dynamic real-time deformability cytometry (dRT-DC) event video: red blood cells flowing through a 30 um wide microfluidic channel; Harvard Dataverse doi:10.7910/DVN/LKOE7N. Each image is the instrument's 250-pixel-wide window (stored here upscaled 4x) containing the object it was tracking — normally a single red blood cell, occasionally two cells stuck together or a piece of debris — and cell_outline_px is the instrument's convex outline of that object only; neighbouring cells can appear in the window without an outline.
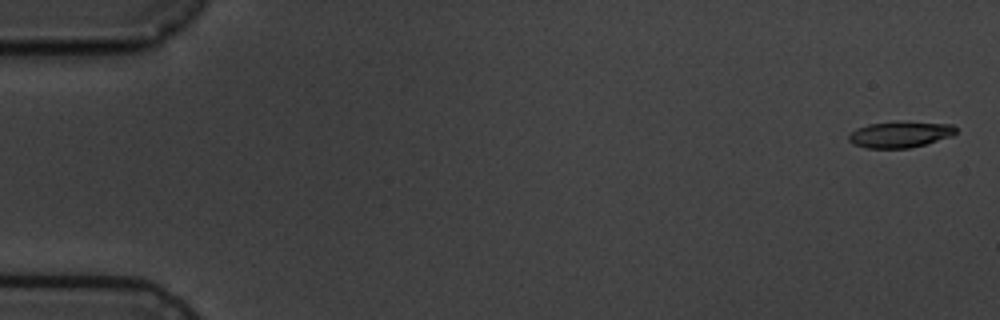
{"species": "common noctule bat (a hibernating species)", "species_latin": "Nyctalus noctula", "temperature_condition": "cold", "stored_images_in_passage": 8, "camera_frame_rate_fps": 3000, "um_per_image_px": 0.085, "animal": {"sex": "male", "body_mass_g": 19.5, "forearm_length_mm": 54.6}, "frame": {"image": 1, "passage_image": 1, "time_ms": 0.0, "image_size_px": [1000, 320], "cell_outline_px": [[956, 132], [952, 136], [924, 144], [908, 148], [868, 148], [856, 144], [848, 140], [848, 136], [856, 128], [868, 124], [900, 120], [952, 124], [956, 128]], "centroid_in_image_um": [76.52, 11.39], "position_along_channel_um": 8.5, "area_um2": 16.47}}
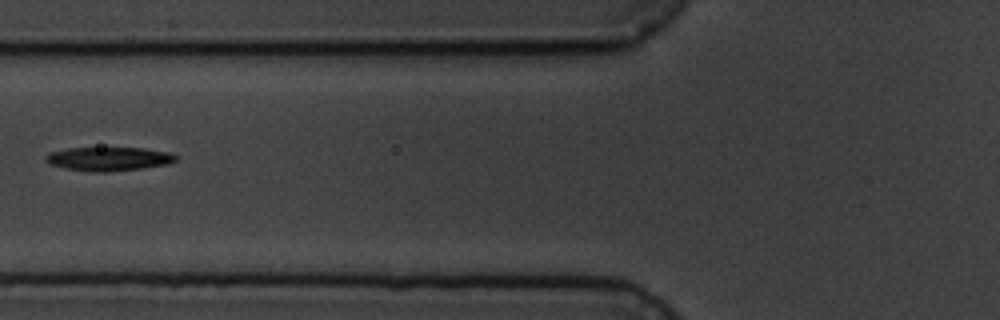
{"frame": {"image": 2, "passage_image": 7, "time_ms": 7.0, "image_size_px": [1000, 320], "cell_outline_px": [[180, 156], [176, 160], [168, 164], [140, 168], [108, 172], [92, 172], [64, 168], [52, 164], [44, 160], [44, 156], [48, 152], [68, 148], [144, 148], [168, 152]], "centroid_in_image_um": [9.23, 13.5], "position_along_channel_um": 116.6, "area_um2": 18.09}}
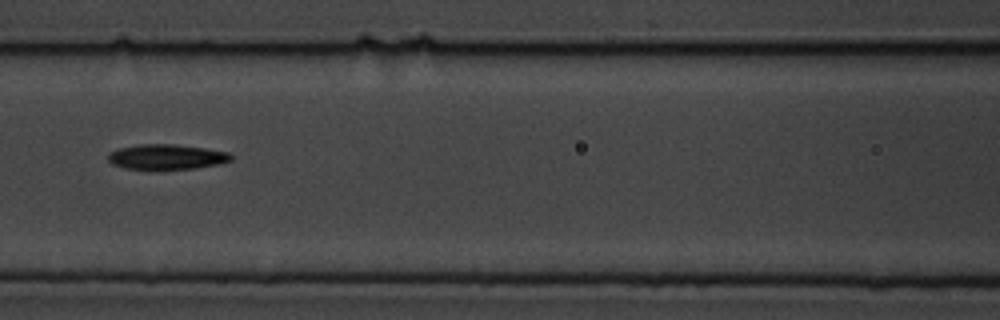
{"frame": {"image": 3, "passage_image": 8, "time_ms": 8.0, "image_size_px": [1000, 320], "cell_outline_px": [[232, 160], [220, 164], [196, 168], [124, 168], [112, 164], [108, 160], [108, 156], [112, 152], [120, 148], [140, 144], [172, 144], [204, 148], [228, 152], [232, 156]], "centroid_in_image_um": [14.19, 13.32], "position_along_channel_um": 152.4, "area_um2": 17.57}}